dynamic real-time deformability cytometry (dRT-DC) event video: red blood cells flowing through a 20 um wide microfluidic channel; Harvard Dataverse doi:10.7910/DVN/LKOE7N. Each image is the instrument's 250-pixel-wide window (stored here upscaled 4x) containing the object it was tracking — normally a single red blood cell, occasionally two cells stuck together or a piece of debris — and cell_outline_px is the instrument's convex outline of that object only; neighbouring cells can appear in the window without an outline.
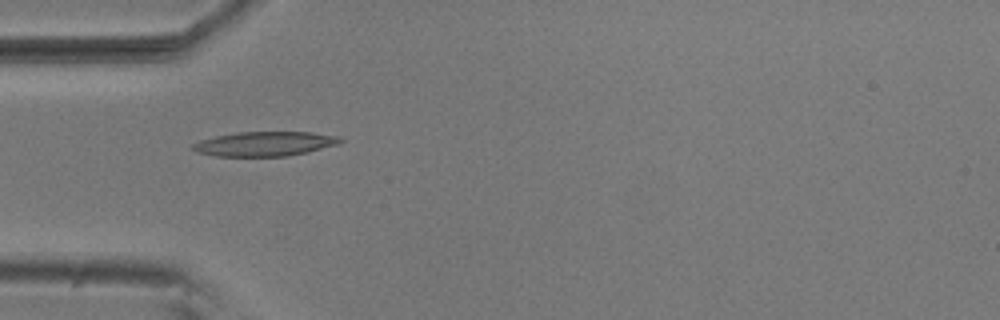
{"species": "common noctule bat (a hibernating species)", "species_latin": "Nyctalus noctula", "temperature_condition": "room temperature", "stored_images_in_passage": 5, "camera_frame_rate_fps": 3000, "um_per_image_px": 0.085, "animal": {"sex": "male", "body_mass_g": 20.5, "forearm_length_mm": 52.5}, "frame": {"image": 1, "passage_image": 4, "time_ms": 1.0, "image_size_px": [1000, 320], "cell_outline_px": [[344, 140], [336, 144], [308, 152], [288, 156], [216, 156], [196, 152], [188, 148], [192, 144], [200, 140], [216, 136], [236, 132], [312, 132], [340, 136]], "centroid_in_image_um": [22.47, 12.22], "position_along_channel_um": 62.5, "area_um2": 21.15}}
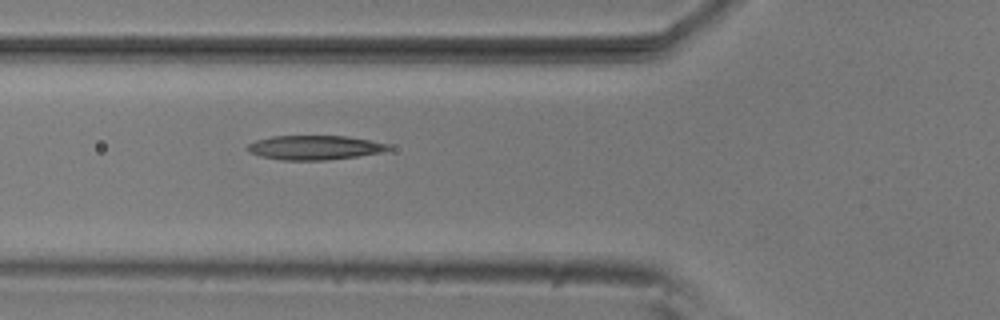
{"frame": {"image": 2, "passage_image": 5, "time_ms": 1.333, "image_size_px": [1000, 320], "cell_outline_px": [[392, 148], [380, 152], [356, 156], [324, 160], [280, 160], [260, 156], [244, 148], [248, 144], [256, 140], [272, 136], [348, 136], [388, 144]], "centroid_in_image_um": [26.7, 12.54], "position_along_channel_um": 99.1, "area_um2": 19.77}}